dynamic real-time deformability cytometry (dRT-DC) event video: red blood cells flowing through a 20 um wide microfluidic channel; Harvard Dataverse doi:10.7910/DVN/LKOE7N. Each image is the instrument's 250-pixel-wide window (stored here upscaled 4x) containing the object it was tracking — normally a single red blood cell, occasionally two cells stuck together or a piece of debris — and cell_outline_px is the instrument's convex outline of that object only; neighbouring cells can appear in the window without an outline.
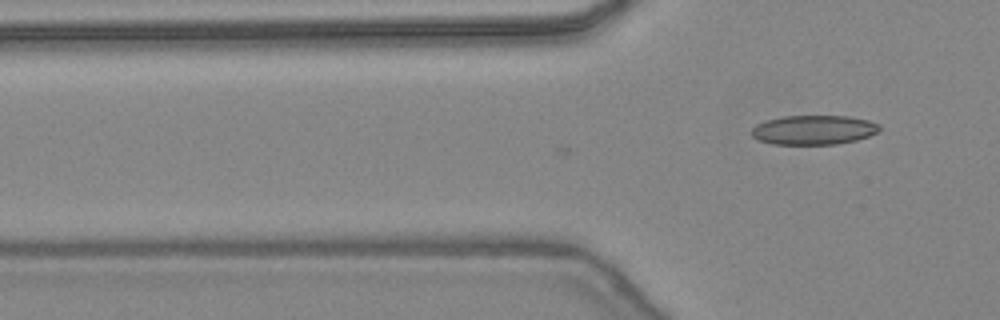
{"species": "common noctule bat (a hibernating species)", "species_latin": "Nyctalus noctula", "temperature_condition": "warm", "stored_images_in_passage": 9, "camera_frame_rate_fps": 3000, "um_per_image_px": 0.085, "animal": {"sex": "female", "body_mass_g": 24.6, "forearm_length_mm": 56.2}, "frame": {"image": 1, "passage_image": 9, "time_ms": 2.667, "image_size_px": [1000, 320], "cell_outline_px": [[880, 128], [876, 132], [868, 136], [856, 140], [836, 144], [772, 144], [760, 140], [752, 136], [752, 128], [756, 124], [768, 120], [784, 116], [848, 116], [868, 120], [880, 124]], "centroid_in_image_um": [69.17, 11.04], "position_along_channel_um": 56.6, "area_um2": 21.73}}